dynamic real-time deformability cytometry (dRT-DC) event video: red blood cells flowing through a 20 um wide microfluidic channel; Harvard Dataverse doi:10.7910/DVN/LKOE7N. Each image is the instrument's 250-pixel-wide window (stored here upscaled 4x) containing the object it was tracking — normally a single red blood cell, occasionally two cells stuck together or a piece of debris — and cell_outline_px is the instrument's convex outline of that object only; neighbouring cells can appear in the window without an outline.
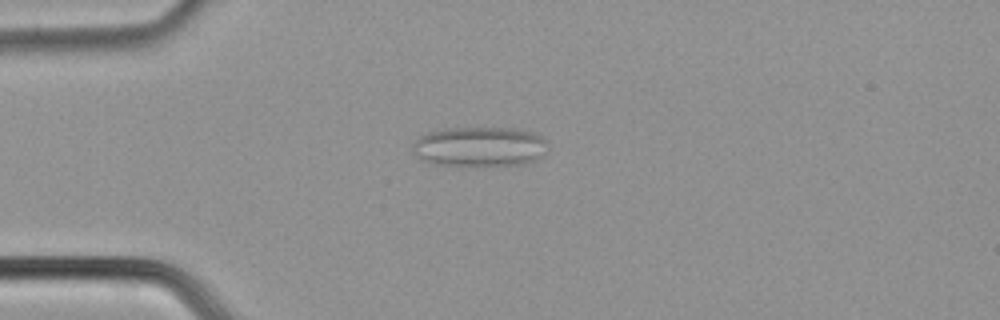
{"species": "common noctule bat (a hibernating species)", "species_latin": "Nyctalus noctula", "temperature_condition": "cold", "stored_images_in_passage": 29, "camera_frame_rate_fps": 3000, "um_per_image_px": 0.085, "animal": {"sex": "male", "body_mass_g": 21.5, "forearm_length_mm": 52.0}, "frame": {"image": 1, "passage_image": 1, "time_ms": 0.0, "image_size_px": [1000, 320], "cell_outline_px": [[544, 152], [536, 160], [524, 164], [480, 168], [432, 164], [420, 160], [412, 152], [412, 144], [420, 136], [428, 132], [448, 128], [508, 128], [532, 132], [540, 136], [544, 140]], "centroid_in_image_um": [40.69, 12.52], "position_along_channel_um": 44.3, "area_um2": 32.08}}
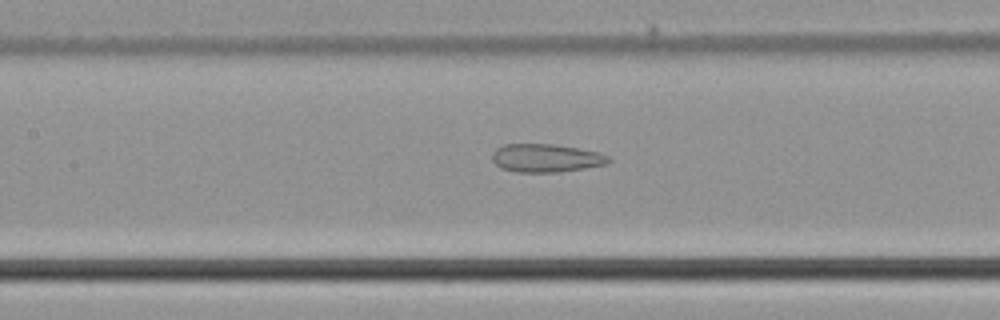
{"frame": {"image": 2, "passage_image": 11, "time_ms": 3.333, "image_size_px": [1000, 320], "cell_outline_px": [[612, 160], [608, 164], [560, 172], [516, 172], [500, 168], [492, 160], [492, 152], [496, 148], [504, 144], [556, 144], [596, 152], [608, 156]], "centroid_in_image_um": [46.38, 13.44], "position_along_channel_um": 161.0, "area_um2": 19.19}}
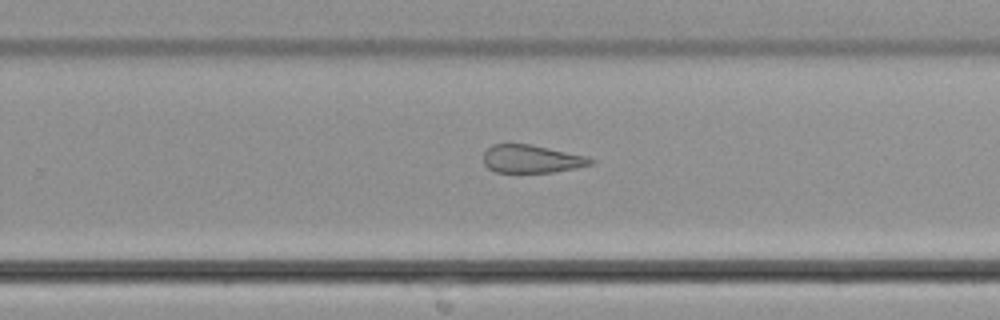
{"frame": {"image": 3, "passage_image": 20, "time_ms": 6.333, "image_size_px": [1000, 320], "cell_outline_px": [[596, 160], [592, 164], [576, 168], [552, 172], [496, 172], [488, 168], [484, 164], [484, 152], [492, 144], [532, 144], [588, 156]], "centroid_in_image_um": [45.21, 13.5], "position_along_channel_um": 284.6, "area_um2": 17.57}}